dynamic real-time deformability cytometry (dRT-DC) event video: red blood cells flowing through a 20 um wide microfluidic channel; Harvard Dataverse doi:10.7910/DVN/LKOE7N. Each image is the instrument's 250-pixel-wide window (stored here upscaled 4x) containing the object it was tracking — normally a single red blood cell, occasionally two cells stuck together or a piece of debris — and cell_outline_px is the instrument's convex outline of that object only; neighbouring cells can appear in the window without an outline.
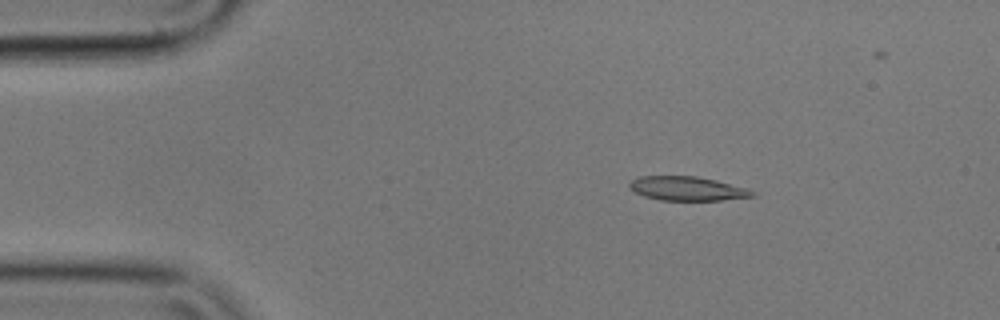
{"species": "common noctule bat (a hibernating species)", "species_latin": "Nyctalus noctula", "temperature_condition": "cold", "stored_images_in_passage": 42, "camera_frame_rate_fps": 3000, "um_per_image_px": 0.085, "animal": {"sex": "male", "body_mass_g": 17.9}, "frame": {"image": 1, "passage_image": 1, "time_ms": 0.0, "image_size_px": [1000, 320], "cell_outline_px": [[756, 196], [720, 200], [660, 200], [644, 196], [628, 188], [628, 184], [632, 180], [640, 176], [696, 176], [716, 180], [748, 188], [756, 192]], "centroid_in_image_um": [58.43, 16.02], "position_along_channel_um": 26.6, "area_um2": 17.28}}
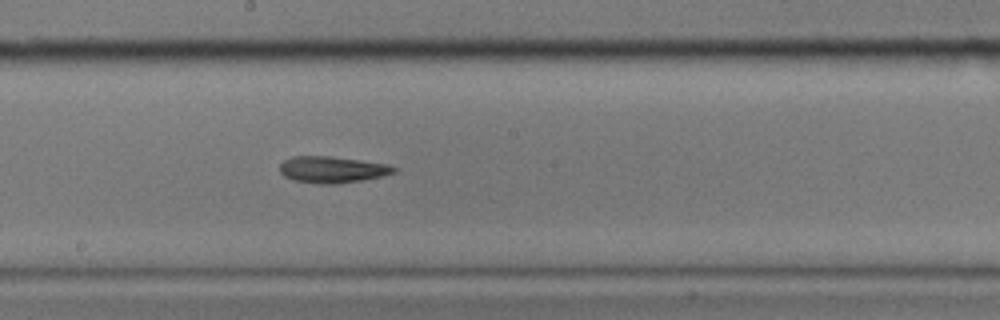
{"frame": {"image": 2, "passage_image": 22, "time_ms": 7.0, "image_size_px": [1000, 320], "cell_outline_px": [[396, 172], [380, 176], [360, 180], [336, 184], [316, 184], [292, 180], [284, 176], [280, 172], [280, 164], [284, 160], [292, 156], [332, 156], [388, 164], [396, 168]], "centroid_in_image_um": [28.19, 14.41], "position_along_channel_um": 220.0, "area_um2": 17.63}}
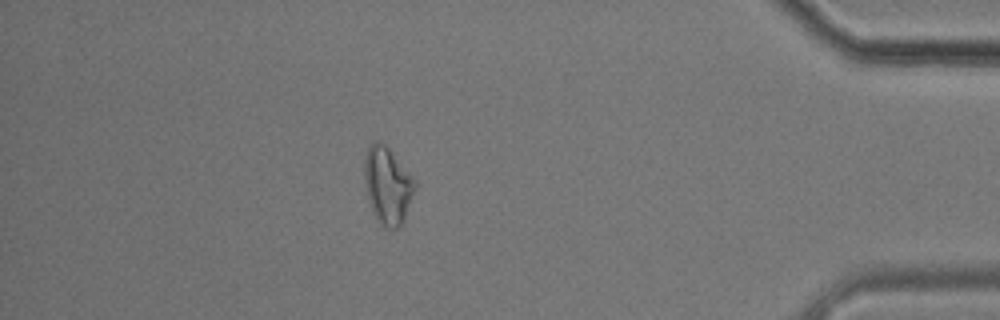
{"frame": {"image": 3, "passage_image": 41, "time_ms": 13.333, "image_size_px": [1000, 320], "cell_outline_px": [[416, 188], [404, 220], [396, 228], [384, 228], [380, 224], [372, 212], [368, 200], [364, 180], [364, 160], [368, 144], [372, 140], [380, 140], [388, 148], [416, 180]], "centroid_in_image_um": [32.92, 15.74], "position_along_channel_um": 402.3, "area_um2": 22.89}}